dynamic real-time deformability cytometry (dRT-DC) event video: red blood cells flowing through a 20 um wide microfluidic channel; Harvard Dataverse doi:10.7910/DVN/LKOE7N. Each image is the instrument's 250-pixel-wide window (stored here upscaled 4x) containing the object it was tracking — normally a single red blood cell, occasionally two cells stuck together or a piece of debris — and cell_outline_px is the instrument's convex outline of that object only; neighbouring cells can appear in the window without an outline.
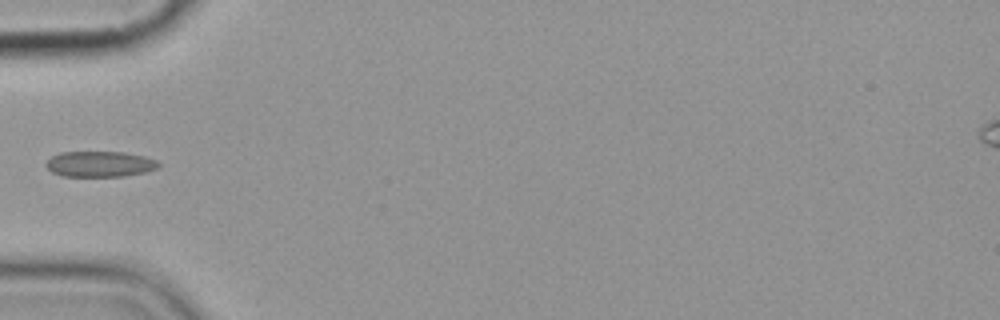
{"species": "common noctule bat (a hibernating species)", "species_latin": "Nyctalus noctula", "temperature_condition": "cold", "stored_images_in_passage": 2, "camera_frame_rate_fps": 3000, "um_per_image_px": 0.085, "animal": {"sex": "female", "body_mass_g": 19.9}, "frame": {"image": 1, "passage_image": 2, "time_ms": 2.0, "image_size_px": [1000, 320], "cell_outline_px": [[160, 164], [156, 168], [144, 172], [124, 176], [60, 176], [52, 172], [44, 164], [52, 156], [60, 152], [124, 152], [144, 156], [156, 160]], "centroid_in_image_um": [8.46, 13.94], "position_along_channel_um": 76.5, "area_um2": 16.76}}